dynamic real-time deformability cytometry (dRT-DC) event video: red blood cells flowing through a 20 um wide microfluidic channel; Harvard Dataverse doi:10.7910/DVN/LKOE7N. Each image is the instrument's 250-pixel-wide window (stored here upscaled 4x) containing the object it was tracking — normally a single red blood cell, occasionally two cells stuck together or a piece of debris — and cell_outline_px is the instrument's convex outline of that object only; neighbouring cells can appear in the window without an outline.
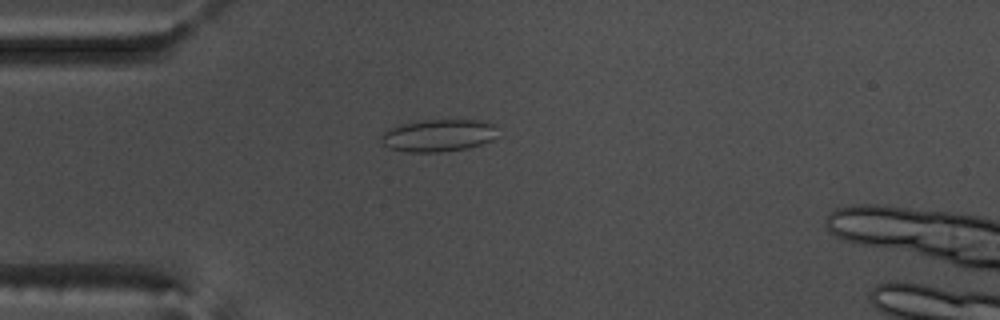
{"species": "common noctule bat (a hibernating species)", "species_latin": "Nyctalus noctula", "temperature_condition": "warm", "stored_images_in_passage": 48, "camera_frame_rate_fps": 3000, "um_per_image_px": 0.085, "animal": {"sex": "male", "body_mass_g": 17.5, "forearm_length_mm": 52.3}, "frame": {"image": 1, "passage_image": 15, "time_ms": 4.667, "image_size_px": [1000, 320], "cell_outline_px": [[496, 124], [492, 140], [468, 148], [440, 152], [408, 152], [388, 148], [380, 140], [380, 136], [384, 132], [392, 128], [404, 124], [424, 120], [480, 120]], "centroid_in_image_um": [37.25, 11.52], "position_along_channel_um": 47.8, "area_um2": 21.68}}
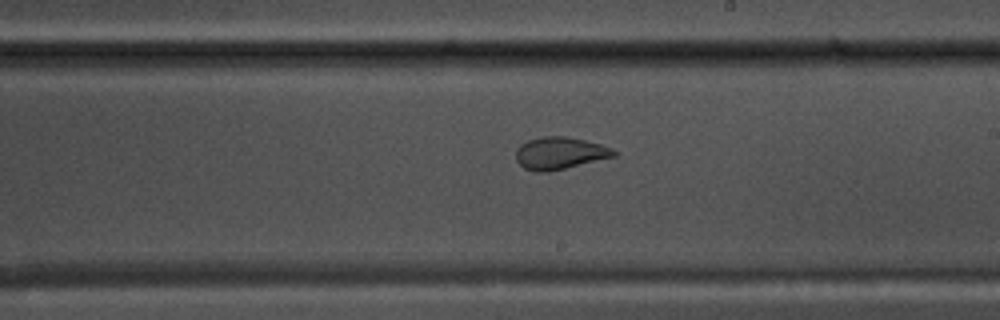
{"frame": {"image": 2, "passage_image": 32, "time_ms": 10.333, "image_size_px": [1000, 320], "cell_outline_px": [[616, 156], [548, 172], [536, 172], [524, 168], [516, 160], [516, 148], [520, 144], [528, 140], [540, 136], [568, 136], [600, 144], [612, 148], [616, 152]], "centroid_in_image_um": [47.55, 13.01], "position_along_channel_um": 241.4, "area_um2": 18.44}}
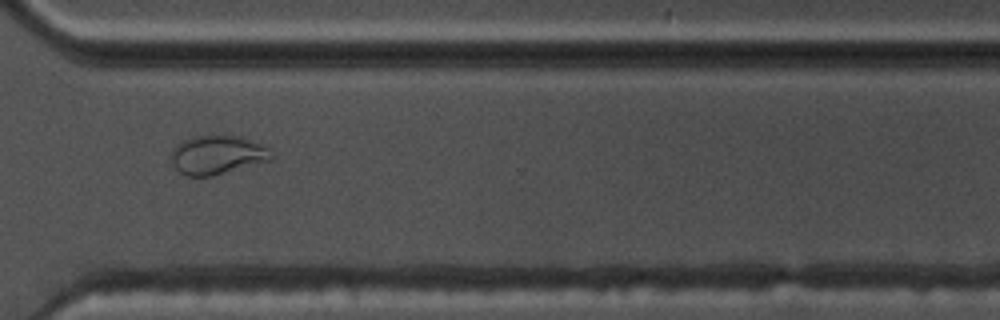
{"frame": {"image": 3, "passage_image": 41, "time_ms": 13.333, "image_size_px": [1000, 320], "cell_outline_px": [[272, 160], [212, 176], [188, 176], [180, 172], [172, 164], [168, 156], [172, 148], [176, 144], [192, 136], [240, 136], [260, 144], [268, 148], [272, 156]], "centroid_in_image_um": [18.41, 13.17], "position_along_channel_um": 352.2, "area_um2": 22.72}, "authors_computed_cell_mechanics": {"area_um2": 18.7561, "velocity_mm_per_s": 3.6815, "shape_relaxation_time_tau1_ms": null, "shape_relaxation_time_tau2_ms": 0.9553, "deformation_change_tau1": null, "deformation_change_tau2": 0.0556}}